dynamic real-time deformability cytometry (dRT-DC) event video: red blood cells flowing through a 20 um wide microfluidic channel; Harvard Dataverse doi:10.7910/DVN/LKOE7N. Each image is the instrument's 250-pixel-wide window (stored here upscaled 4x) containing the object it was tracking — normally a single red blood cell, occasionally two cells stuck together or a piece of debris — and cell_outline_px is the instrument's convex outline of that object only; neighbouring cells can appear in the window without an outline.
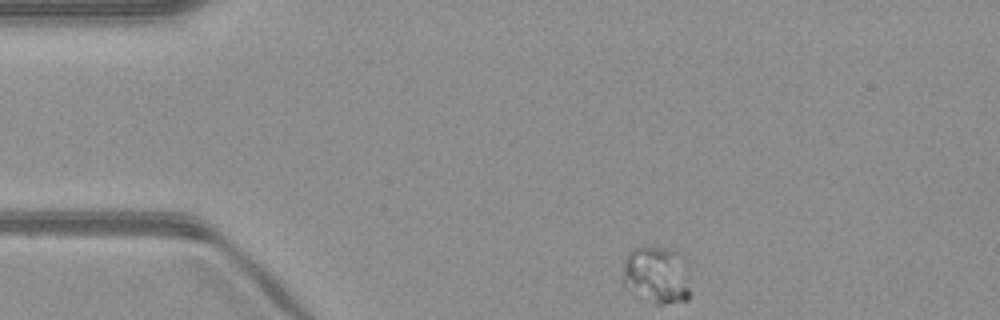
{"species": "common noctule bat (a hibernating species)", "species_latin": "Nyctalus noctula", "temperature_condition": "warm", "stored_images_in_passage": 46, "camera_frame_rate_fps": 3000, "um_per_image_px": 0.085, "animal": {"sex": "male", "body_mass_g": 23.1, "forearm_length_mm": 52.7}, "frame": {"image": 1, "passage_image": 1, "time_ms": 0.0, "image_size_px": [1000, 320], "cell_outline_px": [[688, 300], [664, 304], [656, 304], [624, 284], [624, 260], [628, 252], [632, 248], [668, 248], [680, 252], [684, 256], [688, 288]], "centroid_in_image_um": [55.84, 23.33], "position_along_channel_um": 29.2, "area_um2": 21.91}}
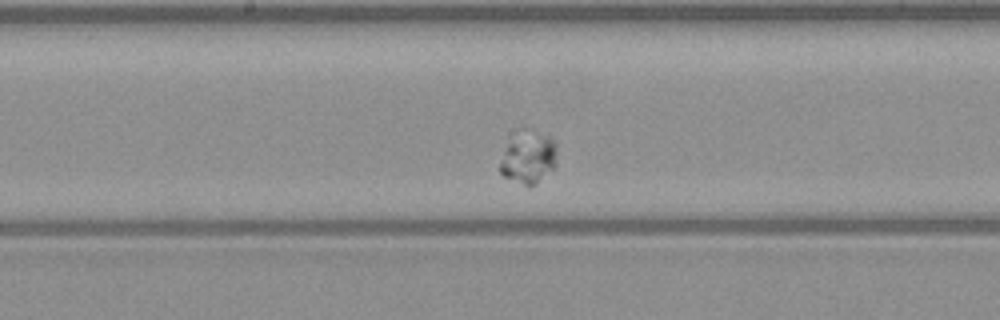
{"frame": {"image": 2, "passage_image": 20, "time_ms": 6.333, "image_size_px": [1000, 320], "cell_outline_px": [[556, 152], [552, 168], [536, 184], [524, 184], [504, 176], [500, 172], [500, 164], [504, 152], [508, 144], [544, 136], [548, 136], [556, 144]], "centroid_in_image_um": [44.93, 13.59], "position_along_channel_um": 203.3, "area_um2": 14.68}}
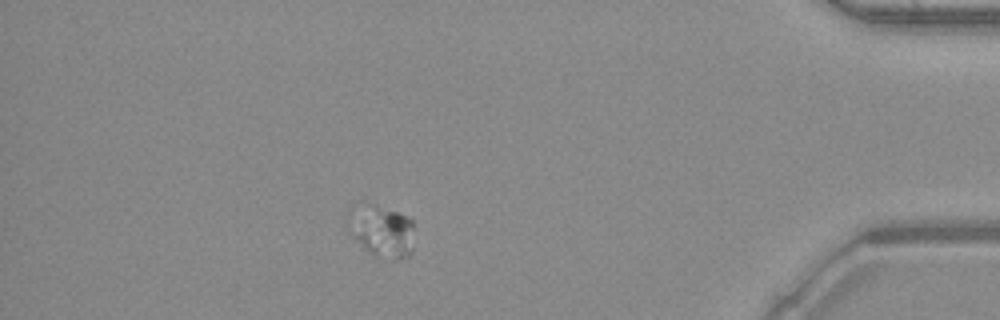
{"frame": {"image": 3, "passage_image": 40, "time_ms": 13.0, "image_size_px": [1000, 320], "cell_outline_px": [[412, 252], [408, 256], [400, 260], [392, 260], [376, 256], [368, 252], [348, 232], [356, 200], [364, 200], [396, 212], [412, 220]], "centroid_in_image_um": [32.43, 19.63], "position_along_channel_um": 402.8, "area_um2": 20.11}}